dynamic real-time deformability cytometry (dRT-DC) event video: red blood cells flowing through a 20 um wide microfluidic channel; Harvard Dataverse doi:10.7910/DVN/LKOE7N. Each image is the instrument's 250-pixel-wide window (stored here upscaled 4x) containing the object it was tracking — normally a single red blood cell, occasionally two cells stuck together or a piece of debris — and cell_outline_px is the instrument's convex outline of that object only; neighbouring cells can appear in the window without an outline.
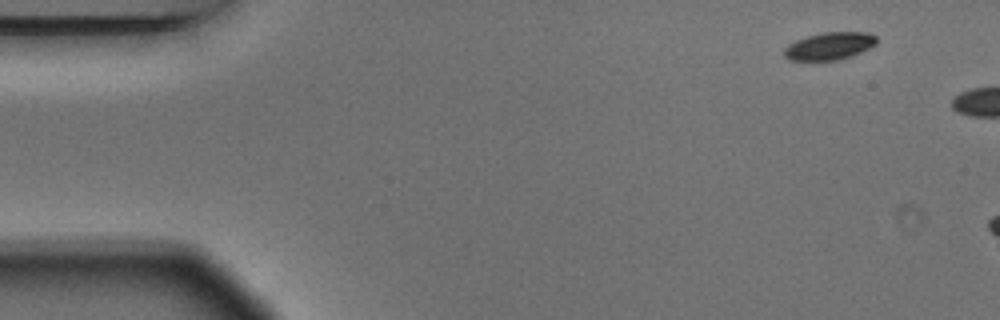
{"species": "Egyptian fruit bat (a non-hibernating species)", "species_latin": "Rousettus aegyptiacus", "temperature_condition": "warm", "stored_images_in_passage": 2, "camera_frame_rate_fps": 3000, "um_per_image_px": 0.085, "animal": {"sex": "male"}, "frame": {"image": 1, "passage_image": 1, "time_ms": 0.0, "image_size_px": [1000, 320], "cell_outline_px": [[876, 44], [852, 56], [836, 60], [788, 60], [784, 56], [784, 48], [788, 44], [796, 40], [808, 36], [824, 32], [868, 32], [876, 36]], "centroid_in_image_um": [70.49, 3.91], "position_along_channel_um": 14.5, "area_um2": 14.74}}